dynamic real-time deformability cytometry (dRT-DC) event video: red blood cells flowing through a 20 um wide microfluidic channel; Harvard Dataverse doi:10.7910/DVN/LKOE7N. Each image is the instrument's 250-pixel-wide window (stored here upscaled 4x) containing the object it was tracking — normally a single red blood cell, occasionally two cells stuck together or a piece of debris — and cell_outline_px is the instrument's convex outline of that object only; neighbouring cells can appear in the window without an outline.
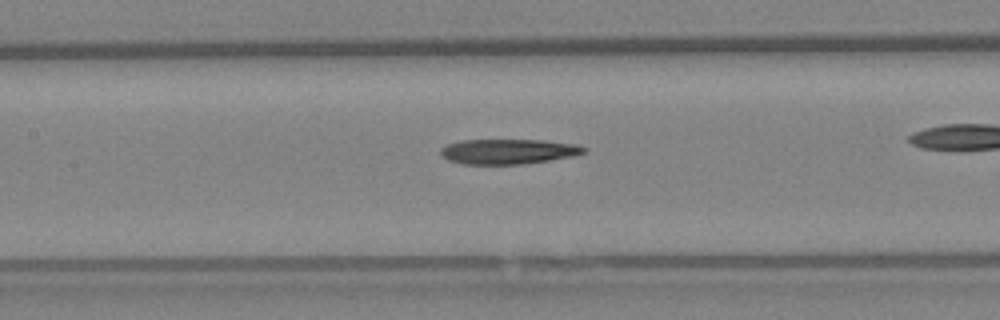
{"species": "Egyptian fruit bat (a non-hibernating species)", "species_latin": "Rousettus aegyptiacus", "temperature_condition": "warm", "stored_images_in_passage": 33, "camera_frame_rate_fps": 3000, "um_per_image_px": 0.085, "animal": {"sex": "female"}, "frame": {"image": 1, "passage_image": 19, "time_ms": 6.0, "image_size_px": [1000, 320], "cell_outline_px": [[588, 148], [584, 152], [572, 156], [548, 160], [520, 164], [464, 164], [448, 160], [440, 156], [440, 148], [448, 144], [460, 140], [544, 140], [576, 144]], "centroid_in_image_um": [43.16, 12.87], "position_along_channel_um": 164.2, "area_um2": 20.87}}